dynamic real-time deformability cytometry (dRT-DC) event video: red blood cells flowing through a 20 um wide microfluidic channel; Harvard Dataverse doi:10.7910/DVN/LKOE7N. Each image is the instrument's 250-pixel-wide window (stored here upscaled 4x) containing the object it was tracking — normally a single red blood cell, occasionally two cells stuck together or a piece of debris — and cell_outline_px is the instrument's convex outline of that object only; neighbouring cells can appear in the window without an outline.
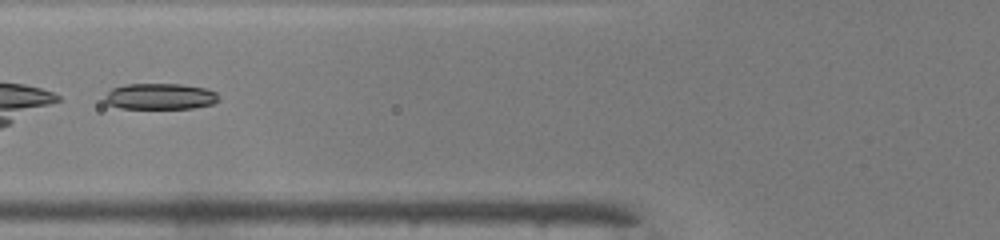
{"species": "common noctule bat (a hibernating species)", "species_latin": "Nyctalus noctula", "temperature_condition": "warm", "stored_images_in_passage": 27, "camera_frame_rate_fps": 3000, "um_per_image_px": 0.085, "animal": {"sex": "male", "body_mass_g": 19.0, "forearm_length_mm": 50.8}, "frame": {"image": 1, "passage_image": 4, "time_ms": 1.0, "image_size_px": [1000, 240], "cell_outline_px": [[220, 100], [212, 104], [192, 108], [120, 108], [108, 104], [104, 100], [104, 96], [112, 88], [128, 84], [180, 84], [204, 88], [216, 92]], "centroid_in_image_um": [13.6, 8.19], "position_along_channel_um": 112.2, "area_um2": 17.22}}
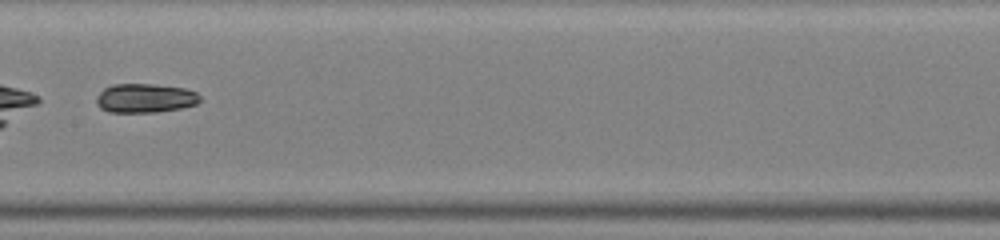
{"frame": {"image": 2, "passage_image": 10, "time_ms": 3.0, "image_size_px": [1000, 240], "cell_outline_px": [[200, 100], [196, 104], [180, 108], [156, 112], [108, 112], [100, 108], [96, 104], [96, 96], [104, 88], [112, 84], [152, 84], [184, 88], [196, 92], [200, 96]], "centroid_in_image_um": [12.3, 8.34], "position_along_channel_um": 195.1, "area_um2": 17.57}}
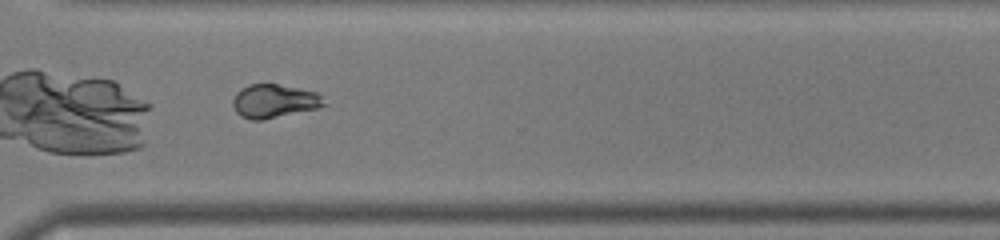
{"frame": {"image": 3, "passage_image": 21, "time_ms": 6.667, "image_size_px": [1000, 240], "cell_outline_px": [[328, 104], [316, 108], [264, 120], [252, 120], [240, 116], [236, 112], [232, 104], [232, 100], [236, 92], [240, 88], [248, 84], [276, 84], [316, 92]], "centroid_in_image_um": [23.25, 8.6], "position_along_channel_um": 347.3, "area_um2": 17.8}, "authors_computed_cell_mechanics": {"area_um2": 17.3978, "velocity_mm_per_s": 4.1479, "shape_relaxation_time_tau1_ms": null, "shape_relaxation_time_tau2_ms": 3.1182, "deformation_change_tau1": null, "deformation_change_tau2": 0.0883}}